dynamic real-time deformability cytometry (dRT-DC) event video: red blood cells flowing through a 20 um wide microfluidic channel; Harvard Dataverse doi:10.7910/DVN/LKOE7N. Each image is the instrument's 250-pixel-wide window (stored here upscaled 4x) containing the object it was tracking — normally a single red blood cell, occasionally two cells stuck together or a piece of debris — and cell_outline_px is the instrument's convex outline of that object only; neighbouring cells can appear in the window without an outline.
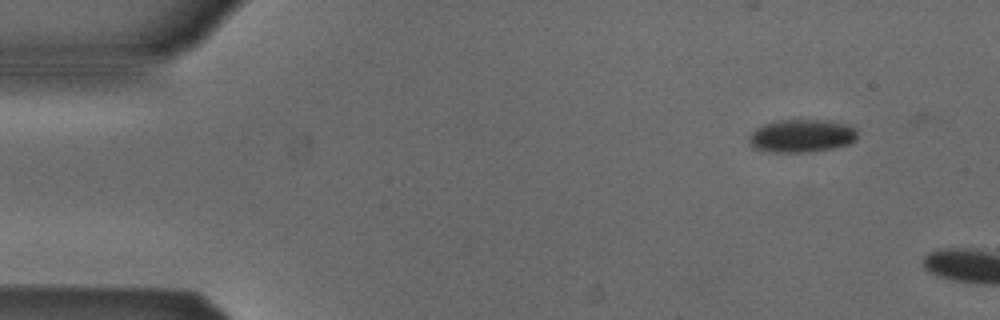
{"species": "Egyptian fruit bat (a non-hibernating species)", "species_latin": "Rousettus aegyptiacus", "temperature_condition": "cold", "stored_images_in_passage": 3, "camera_frame_rate_fps": 3000, "um_per_image_px": 0.085, "animal": {"sex": "male"}, "frame": {"image": 1, "passage_image": 1, "time_ms": 0.0, "image_size_px": [1000, 320], "cell_outline_px": [[856, 140], [848, 144], [832, 148], [808, 152], [768, 152], [756, 148], [748, 140], [748, 136], [756, 128], [764, 124], [780, 120], [828, 120], [852, 124], [856, 128]], "centroid_in_image_um": [68.17, 11.53], "position_along_channel_um": 16.8, "area_um2": 20.92}}